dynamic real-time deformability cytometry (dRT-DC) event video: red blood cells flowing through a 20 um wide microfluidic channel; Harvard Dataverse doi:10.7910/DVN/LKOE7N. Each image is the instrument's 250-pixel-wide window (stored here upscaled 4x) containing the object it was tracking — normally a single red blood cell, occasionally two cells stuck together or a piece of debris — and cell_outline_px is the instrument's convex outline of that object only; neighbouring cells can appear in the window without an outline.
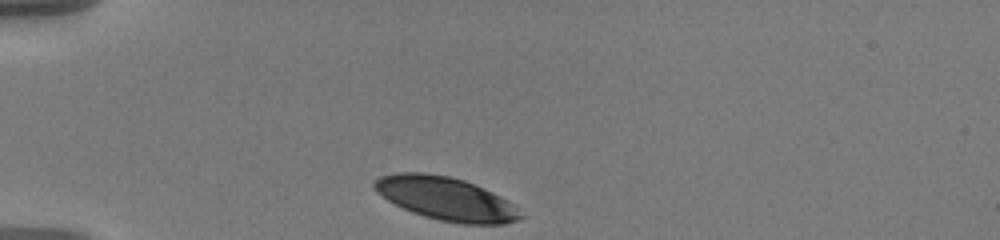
{"species": "human", "species_latin": "Homo sapiens", "temperature_condition": "warm", "stored_images_in_passage": 35, "camera_frame_rate_fps": 3000, "um_per_image_px": 0.085, "donor": {"sex": "male"}, "frame": {"image": 1, "passage_image": 1, "time_ms": 0.0, "image_size_px": [1000, 240], "cell_outline_px": [[524, 216], [520, 220], [504, 224], [460, 224], [440, 220], [424, 216], [412, 212], [388, 200], [376, 192], [372, 188], [372, 184], [380, 176], [400, 172], [424, 172], [448, 176], [464, 180], [476, 184], [492, 192], [512, 204]], "centroid_in_image_um": [37.9, 16.88], "position_along_channel_um": 47.1, "area_um2": 36.76}}
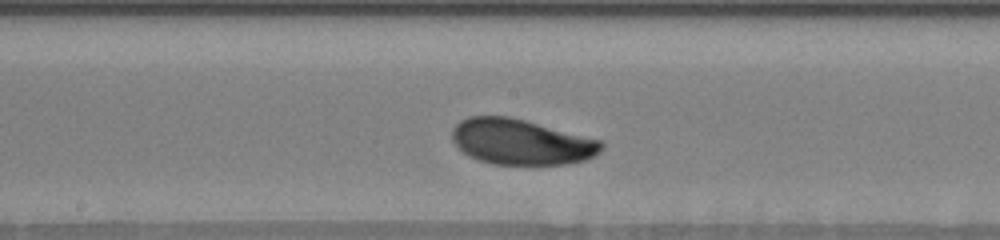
{"frame": {"image": 2, "passage_image": 17, "time_ms": 5.333, "image_size_px": [1000, 240], "cell_outline_px": [[604, 148], [596, 156], [584, 160], [568, 164], [528, 168], [492, 164], [480, 160], [464, 152], [452, 140], [452, 128], [460, 120], [468, 116], [508, 116], [604, 140]], "centroid_in_image_um": [44.37, 12.11], "position_along_channel_um": 203.8, "area_um2": 40.81}}
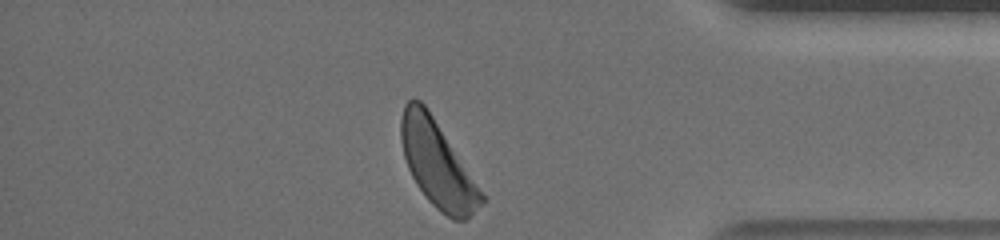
{"frame": {"image": 3, "passage_image": 35, "time_ms": 11.333, "image_size_px": [1000, 240], "cell_outline_px": [[484, 200], [464, 220], [452, 220], [440, 212], [428, 200], [416, 184], [408, 168], [404, 156], [400, 140], [400, 120], [404, 104], [412, 96], [420, 100], [428, 108], [484, 196]], "centroid_in_image_um": [37.11, 13.9], "position_along_channel_um": 398.1, "area_um2": 39.59}, "authors_computed_cell_mechanics": {"area_um2": 39.2462, "velocity_mm_per_s": 3.552, "shape_relaxation_time_tau1_ms": 2.6329, "shape_relaxation_time_tau2_ms": null, "deformation_change_tau1": 0.1132, "deformation_change_tau2": null}}